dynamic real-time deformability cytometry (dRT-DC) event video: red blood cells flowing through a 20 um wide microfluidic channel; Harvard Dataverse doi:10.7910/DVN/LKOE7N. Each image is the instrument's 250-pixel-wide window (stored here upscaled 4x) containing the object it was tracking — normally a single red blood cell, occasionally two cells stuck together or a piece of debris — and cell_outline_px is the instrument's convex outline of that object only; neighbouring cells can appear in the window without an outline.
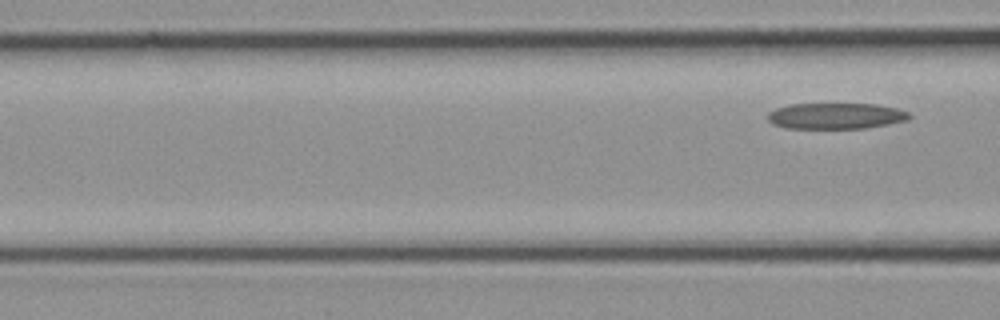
{"species": "common noctule bat (a hibernating species)", "species_latin": "Nyctalus noctula", "temperature_condition": "cold", "stored_images_in_passage": 5, "segment_of_instrument_passage": [2, 2], "camera_frame_rate_fps": 3000, "um_per_image_px": 0.085, "animal": {"sex": "female", "body_mass_g": 21.9}, "frame": {"image": 1, "passage_image": 5, "time_ms": 1.333, "image_size_px": [1000, 320], "cell_outline_px": [[912, 116], [908, 120], [888, 124], [864, 128], [788, 128], [772, 124], [768, 120], [768, 112], [776, 108], [792, 104], [876, 104], [896, 108], [908, 112]], "centroid_in_image_um": [71.05, 9.85], "position_along_channel_um": 95.6, "area_um2": 21.39}}